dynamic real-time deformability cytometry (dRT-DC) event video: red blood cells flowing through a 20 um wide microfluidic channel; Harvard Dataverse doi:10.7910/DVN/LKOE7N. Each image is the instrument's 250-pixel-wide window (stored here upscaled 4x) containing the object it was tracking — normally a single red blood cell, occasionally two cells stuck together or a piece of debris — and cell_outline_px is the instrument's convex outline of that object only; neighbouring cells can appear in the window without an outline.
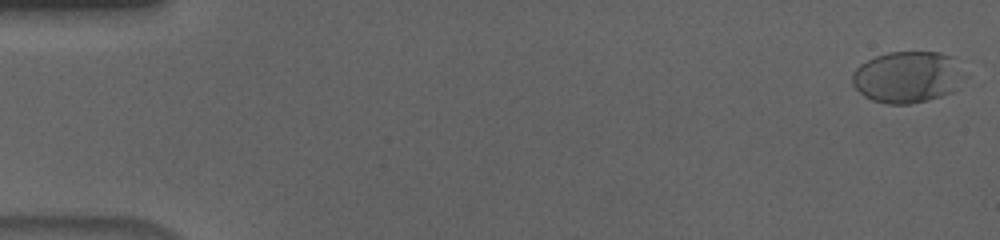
{"species": "human", "species_latin": "Homo sapiens", "temperature_condition": "cold", "stored_images_in_passage": 44, "camera_frame_rate_fps": 3000, "um_per_image_px": 0.085, "donor": {"sex": "male"}, "frame": {"image": 1, "passage_image": 1, "time_ms": 0.0, "image_size_px": [1000, 240], "cell_outline_px": [[952, 92], [928, 100], [908, 104], [888, 104], [872, 100], [864, 96], [852, 84], [852, 72], [860, 64], [876, 56], [888, 52], [940, 52], [952, 56]], "centroid_in_image_um": [76.89, 6.55], "position_along_channel_um": 8.1, "area_um2": 31.91}}
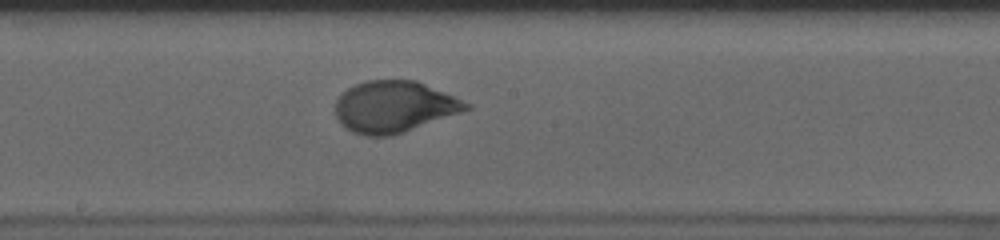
{"frame": {"image": 2, "passage_image": 31, "time_ms": 10.0, "image_size_px": [1000, 240], "cell_outline_px": [[472, 108], [404, 132], [392, 136], [364, 136], [352, 132], [344, 128], [340, 124], [336, 116], [336, 100], [348, 88], [356, 84], [368, 80], [416, 80], [472, 104]], "centroid_in_image_um": [33.48, 9.08], "position_along_channel_um": 214.7, "area_um2": 39.13}}
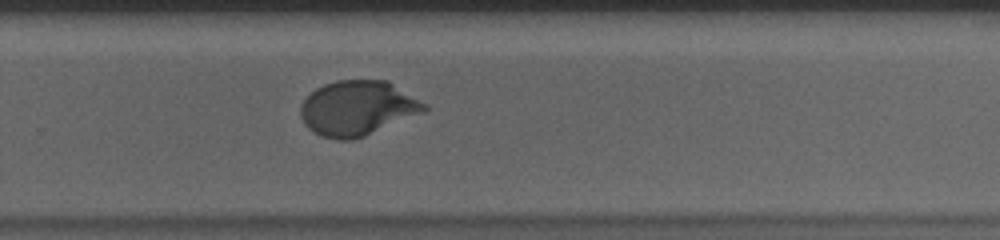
{"frame": {"image": 3, "passage_image": 38, "time_ms": 12.333, "image_size_px": [1000, 240], "cell_outline_px": [[428, 108], [424, 112], [364, 136], [352, 140], [336, 140], [320, 136], [308, 128], [304, 124], [300, 116], [300, 104], [316, 88], [324, 84], [336, 80], [388, 80], [428, 104]], "centroid_in_image_um": [30.39, 9.19], "position_along_channel_um": 299.4, "area_um2": 39.77}}